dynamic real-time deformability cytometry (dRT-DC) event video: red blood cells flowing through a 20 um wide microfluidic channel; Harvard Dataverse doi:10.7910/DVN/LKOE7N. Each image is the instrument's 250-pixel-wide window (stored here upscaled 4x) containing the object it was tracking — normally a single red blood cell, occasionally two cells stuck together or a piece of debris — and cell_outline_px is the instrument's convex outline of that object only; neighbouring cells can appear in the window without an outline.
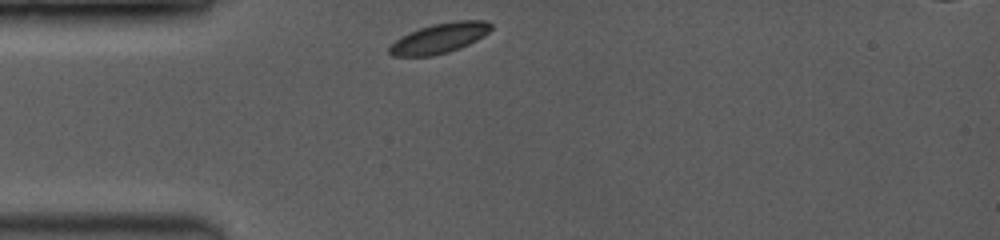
{"species": "common noctule bat (a hibernating species)", "species_latin": "Nyctalus noctula", "temperature_condition": "room temperature", "stored_images_in_passage": 18, "camera_frame_rate_fps": 3500, "um_per_image_px": 0.085, "animal": {"sex": "female", "body_mass_g": 19.0, "forearm_length_mm": 53.3}, "frame": {"image": 1, "passage_image": 1, "time_ms": 0.0, "image_size_px": [1000, 240], "cell_outline_px": [[492, 28], [484, 36], [460, 48], [448, 52], [432, 56], [392, 56], [388, 52], [388, 48], [400, 36], [408, 32], [432, 24], [452, 20], [484, 20], [492, 24]], "centroid_in_image_um": [37.35, 3.23], "position_along_channel_um": 47.7, "area_um2": 17.92}}
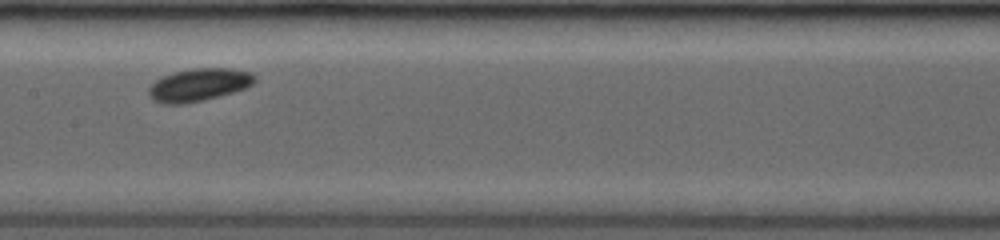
{"frame": {"image": 2, "passage_image": 11, "time_ms": 4.0, "image_size_px": [1000, 240], "cell_outline_px": [[256, 80], [252, 84], [244, 88], [232, 92], [204, 100], [184, 104], [164, 104], [152, 100], [148, 96], [148, 88], [156, 80], [164, 76], [176, 72], [192, 68], [228, 68], [252, 72], [256, 76]], "centroid_in_image_um": [16.89, 7.21], "position_along_channel_um": 190.5, "area_um2": 20.17}}
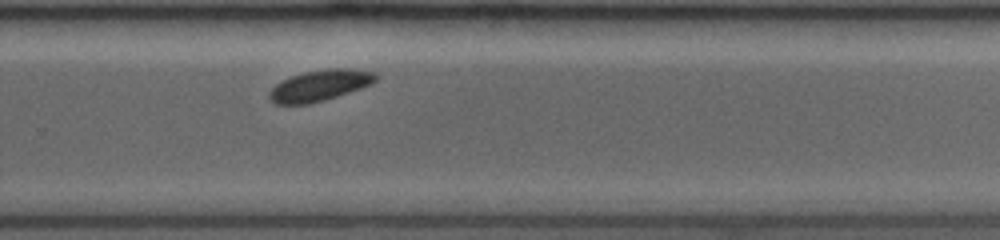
{"frame": {"image": 3, "passage_image": 18, "time_ms": 6.857, "image_size_px": [1000, 240], "cell_outline_px": [[380, 76], [372, 84], [324, 100], [308, 104], [276, 104], [268, 100], [268, 92], [276, 84], [292, 76], [304, 72], [328, 68], [348, 68], [376, 72]], "centroid_in_image_um": [27.19, 7.26], "position_along_channel_um": 302.6, "area_um2": 19.25}}